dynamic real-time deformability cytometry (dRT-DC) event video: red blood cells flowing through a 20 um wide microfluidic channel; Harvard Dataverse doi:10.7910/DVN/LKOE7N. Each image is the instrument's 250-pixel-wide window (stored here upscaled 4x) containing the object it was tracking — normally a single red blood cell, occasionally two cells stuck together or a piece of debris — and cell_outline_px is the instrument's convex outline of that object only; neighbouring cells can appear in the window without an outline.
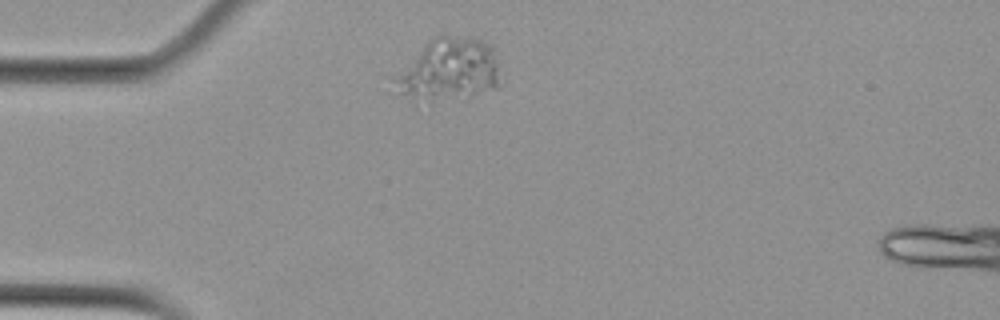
{"species": "Egyptian fruit bat (a non-hibernating species)", "species_latin": "Rousettus aegyptiacus", "temperature_condition": "cold", "stored_images_in_passage": 7, "camera_frame_rate_fps": 3000, "um_per_image_px": 0.085, "animal": {"sex": "female"}, "frame": {"image": 1, "passage_image": 1, "time_ms": 0.0, "image_size_px": [1000, 320], "cell_outline_px": [[504, 76], [500, 88], [472, 96], [416, 108], [388, 92], [388, 76], [428, 40], [436, 36], [448, 36], [480, 40], [492, 44]], "centroid_in_image_um": [37.95, 6.1], "position_along_channel_um": 47.0, "area_um2": 42.77}}
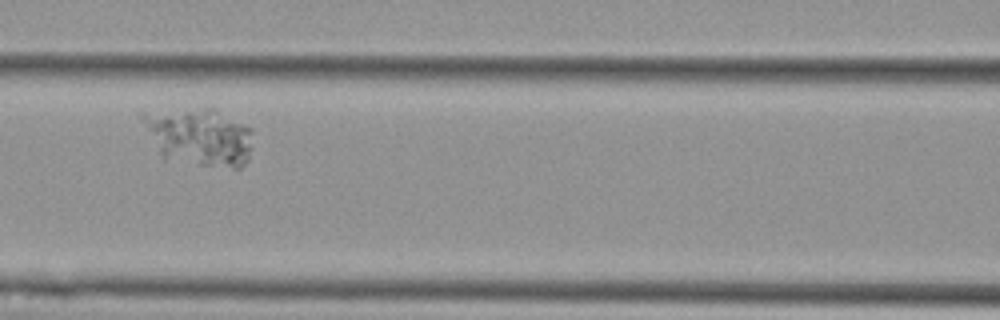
{"frame": {"image": 2, "passage_image": 4, "time_ms": 3.667, "image_size_px": [1000, 320], "cell_outline_px": [[252, 148], [248, 160], [240, 168], [232, 168], [164, 160], [140, 120], [140, 112], [204, 108], [212, 108], [252, 128]], "centroid_in_image_um": [16.94, 11.64], "position_along_channel_um": 149.7, "area_um2": 37.28}}
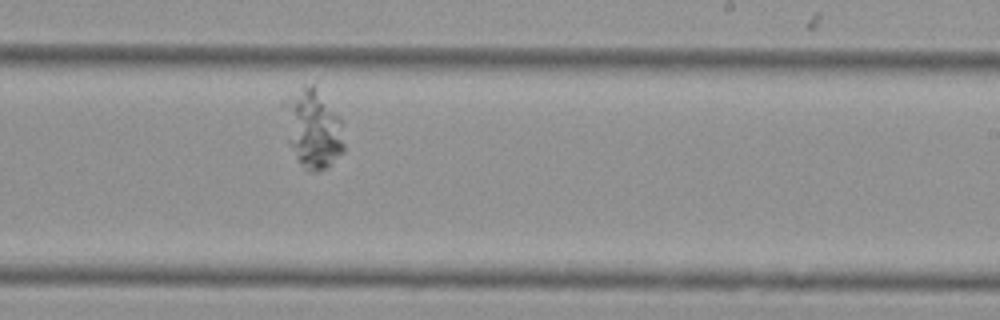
{"frame": {"image": 3, "passage_image": 7, "time_ms": 7.0, "image_size_px": [1000, 320], "cell_outline_px": [[344, 152], [324, 168], [316, 172], [312, 172], [304, 168], [296, 156], [288, 140], [280, 104], [284, 100], [304, 84], [312, 84], [340, 116], [344, 144]], "centroid_in_image_um": [26.57, 10.9], "position_along_channel_um": 262.4, "area_um2": 27.63}}